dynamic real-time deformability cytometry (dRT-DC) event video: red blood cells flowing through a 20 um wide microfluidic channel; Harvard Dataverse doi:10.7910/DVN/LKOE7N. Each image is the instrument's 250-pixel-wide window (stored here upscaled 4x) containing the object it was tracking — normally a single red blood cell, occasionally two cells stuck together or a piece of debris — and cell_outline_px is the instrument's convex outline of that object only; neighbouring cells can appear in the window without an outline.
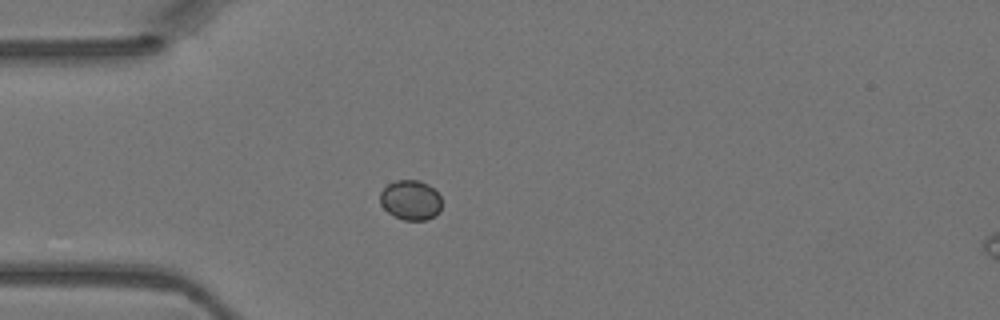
{"species": "Egyptian fruit bat (a non-hibernating species)", "species_latin": "Rousettus aegyptiacus", "temperature_condition": "warm", "stored_images_in_passage": 34, "camera_frame_rate_fps": 3000, "um_per_image_px": 0.085, "animal": {"sex": "female"}, "frame": {"image": 1, "passage_image": 1, "time_ms": 0.0, "image_size_px": [1000, 320], "cell_outline_px": [[440, 212], [436, 216], [424, 220], [404, 220], [388, 212], [380, 204], [380, 192], [388, 184], [396, 180], [420, 180], [428, 184], [440, 196]], "centroid_in_image_um": [34.9, 17.0], "position_along_channel_um": 50.1, "area_um2": 14.28}}
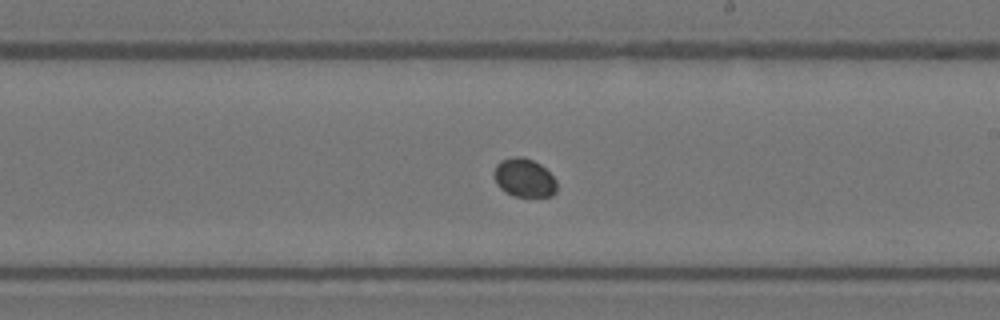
{"frame": {"image": 2, "passage_image": 15, "time_ms": 4.667, "image_size_px": [1000, 320], "cell_outline_px": [[556, 192], [552, 196], [512, 196], [504, 192], [496, 184], [492, 176], [492, 172], [496, 164], [500, 160], [516, 156], [524, 156], [540, 164], [556, 180]], "centroid_in_image_um": [44.5, 15.11], "position_along_channel_um": 244.5, "area_um2": 14.33}}
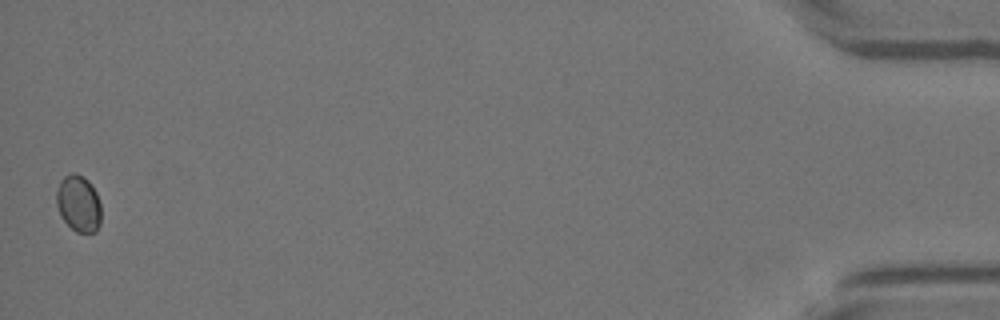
{"frame": {"image": 3, "passage_image": 34, "time_ms": 11.0, "image_size_px": [1000, 320], "cell_outline_px": [[100, 224], [96, 232], [76, 232], [60, 216], [56, 204], [56, 192], [60, 180], [64, 176], [72, 172], [84, 176], [92, 184], [96, 192], [100, 204]], "centroid_in_image_um": [6.67, 17.28], "position_along_channel_um": 428.5, "area_um2": 14.85}}